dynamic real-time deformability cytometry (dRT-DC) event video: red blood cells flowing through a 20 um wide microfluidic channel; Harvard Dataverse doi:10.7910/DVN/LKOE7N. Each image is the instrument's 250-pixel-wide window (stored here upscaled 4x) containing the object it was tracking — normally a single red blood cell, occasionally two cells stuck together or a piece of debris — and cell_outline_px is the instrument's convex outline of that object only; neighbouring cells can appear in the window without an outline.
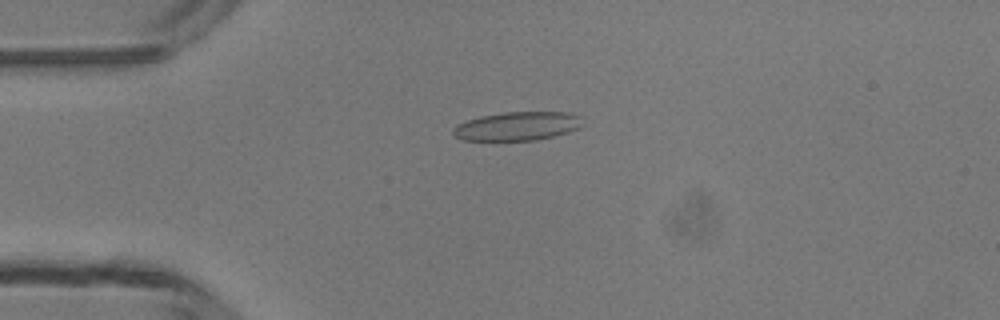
{"species": "common noctule bat (a hibernating species)", "species_latin": "Nyctalus noctula", "temperature_condition": "room temperature", "stored_images_in_passage": 44, "camera_frame_rate_fps": 3000, "um_per_image_px": 0.085, "animal": {"sex": "male", "body_mass_g": 13.3}, "frame": {"image": 1, "passage_image": 7, "time_ms": 2.0, "image_size_px": [1000, 320], "cell_outline_px": [[580, 128], [552, 136], [536, 140], [464, 140], [456, 136], [452, 132], [452, 128], [468, 120], [480, 116], [504, 112], [564, 112], [580, 116]], "centroid_in_image_um": [43.95, 10.72], "position_along_channel_um": 41.0, "area_um2": 21.27}}
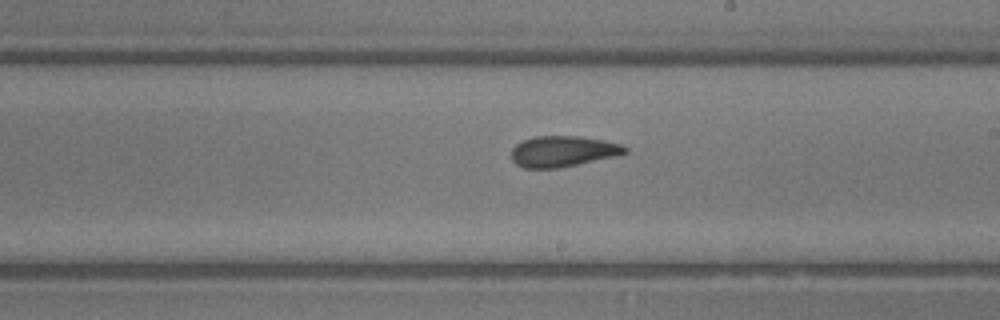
{"frame": {"image": 2, "passage_image": 23, "time_ms": 7.333, "image_size_px": [1000, 320], "cell_outline_px": [[628, 152], [612, 156], [576, 164], [556, 168], [524, 168], [516, 164], [512, 160], [512, 148], [516, 144], [532, 136], [580, 136], [604, 140], [620, 144], [628, 148]], "centroid_in_image_um": [47.8, 12.85], "position_along_channel_um": 241.2, "area_um2": 20.17}}
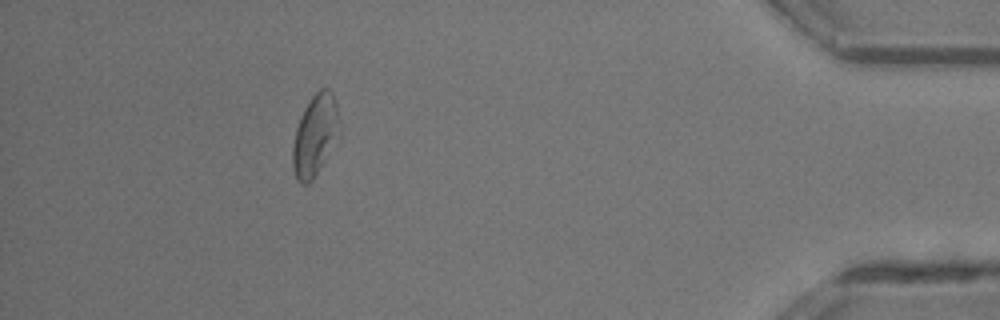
{"frame": {"image": 3, "passage_image": 39, "time_ms": 12.667, "image_size_px": [1000, 320], "cell_outline_px": [[340, 132], [324, 160], [312, 180], [308, 184], [300, 184], [296, 180], [292, 168], [292, 148], [296, 128], [300, 116], [304, 108], [312, 96], [320, 88], [328, 88], [332, 92], [336, 104]], "centroid_in_image_um": [26.75, 11.5], "position_along_channel_um": 408.5, "area_um2": 21.91}, "authors_computed_cell_mechanics": {"area_um2": 20.8369, "velocity_mm_per_s": 4.2171, "shape_relaxation_time_tau1_ms": 4.6663, "shape_relaxation_time_tau2_ms": 1.9125, "deformation_change_tau1": 0.1181, "deformation_change_tau2": 0.0778}}